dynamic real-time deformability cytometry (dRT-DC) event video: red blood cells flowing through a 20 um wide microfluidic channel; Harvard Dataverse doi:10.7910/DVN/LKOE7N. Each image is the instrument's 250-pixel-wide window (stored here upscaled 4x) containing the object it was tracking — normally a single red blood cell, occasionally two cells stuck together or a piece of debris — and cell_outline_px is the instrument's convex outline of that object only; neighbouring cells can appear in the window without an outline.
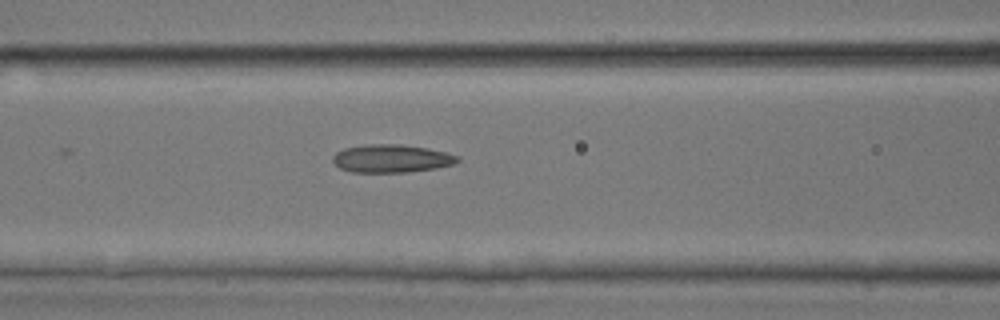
{"species": "common noctule bat (a hibernating species)", "species_latin": "Nyctalus noctula", "temperature_condition": "room temperature", "stored_images_in_passage": 27, "camera_frame_rate_fps": 3000, "um_per_image_px": 0.085, "animal": {"sex": "male", "body_mass_g": 17.9, "forearm_length_mm": 54.2}, "frame": {"image": 1, "passage_image": 19, "time_ms": 6.0, "image_size_px": [1000, 320], "cell_outline_px": [[460, 160], [452, 164], [436, 168], [408, 172], [352, 172], [340, 168], [332, 160], [332, 156], [336, 152], [344, 148], [368, 144], [400, 144], [428, 148], [448, 152], [460, 156]], "centroid_in_image_um": [33.29, 13.47], "position_along_channel_um": 133.3, "area_um2": 20.46}}
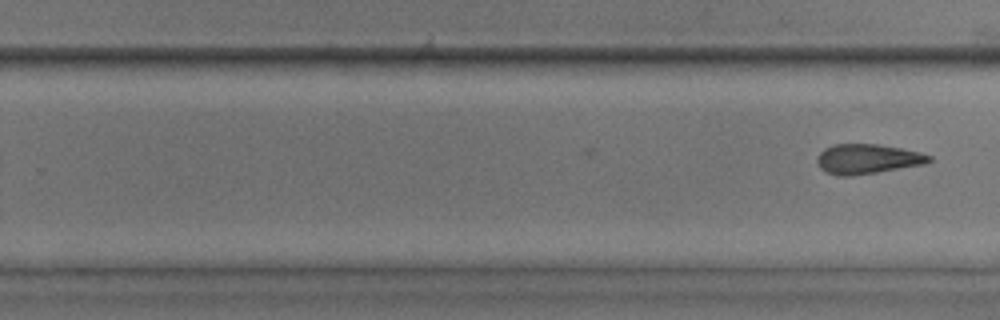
{"frame": {"image": 2, "passage_image": 27, "time_ms": 8.667, "image_size_px": [1000, 320], "cell_outline_px": [[932, 160], [924, 164], [852, 176], [840, 176], [824, 172], [820, 168], [816, 160], [816, 156], [824, 148], [832, 144], [876, 144], [900, 148], [920, 152], [932, 156]], "centroid_in_image_um": [73.68, 13.51], "position_along_channel_um": 256.1, "area_um2": 19.48}}